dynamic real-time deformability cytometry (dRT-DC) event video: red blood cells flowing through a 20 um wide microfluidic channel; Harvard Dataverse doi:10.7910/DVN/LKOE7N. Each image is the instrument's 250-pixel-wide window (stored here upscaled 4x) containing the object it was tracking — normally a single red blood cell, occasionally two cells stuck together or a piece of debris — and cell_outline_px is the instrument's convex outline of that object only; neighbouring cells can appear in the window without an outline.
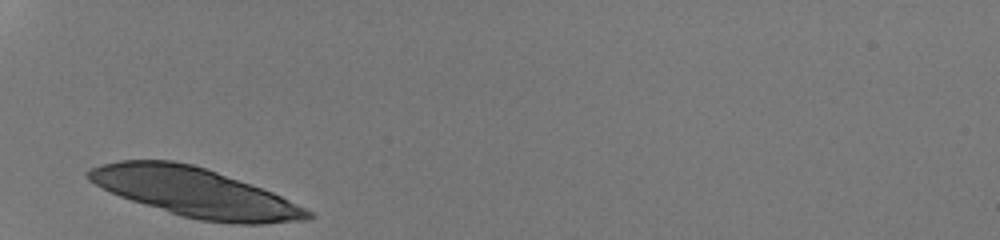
{"species": "human", "species_latin": "Homo sapiens", "temperature_condition": "room temperature", "stored_images_in_passage": 25, "camera_frame_rate_fps": 3000, "um_per_image_px": 0.085, "donor": {"sex": "male"}, "frame": {"image": 1, "passage_image": 1, "time_ms": 0.0, "image_size_px": [1000, 240], "cell_outline_px": [[316, 216], [308, 220], [264, 224], [240, 224], [200, 220], [184, 216], [132, 200], [120, 196], [88, 180], [84, 176], [84, 172], [100, 164], [120, 160], [172, 160], [192, 164], [216, 172], [272, 192], [312, 212]], "centroid_in_image_um": [16.57, 16.35], "position_along_channel_um": 68.4, "area_um2": 61.61}}